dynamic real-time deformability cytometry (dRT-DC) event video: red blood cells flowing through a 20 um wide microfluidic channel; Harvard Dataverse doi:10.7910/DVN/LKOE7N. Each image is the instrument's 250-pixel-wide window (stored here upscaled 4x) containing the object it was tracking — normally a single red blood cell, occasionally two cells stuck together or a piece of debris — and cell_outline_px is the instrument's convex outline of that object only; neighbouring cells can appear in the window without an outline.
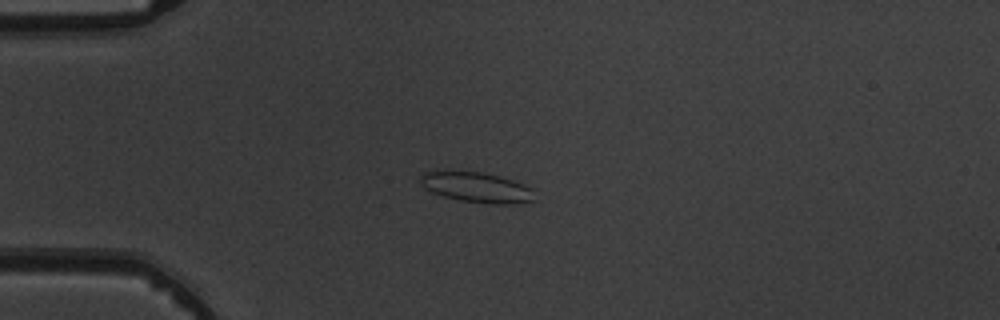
{"species": "common noctule bat (a hibernating species)", "species_latin": "Nyctalus noctula", "temperature_condition": "warm", "stored_images_in_passage": 8, "camera_frame_rate_fps": 3000, "um_per_image_px": 0.085, "animal": {"sex": "male", "body_mass_g": 19.5, "forearm_length_mm": 54.6}, "frame": {"image": 1, "passage_image": 4, "time_ms": 4.333, "image_size_px": [1000, 320], "cell_outline_px": [[536, 200], [512, 204], [488, 204], [460, 200], [444, 196], [432, 192], [424, 188], [420, 184], [420, 176], [424, 172], [432, 168], [436, 168], [480, 172], [500, 176], [512, 180], [528, 188]], "centroid_in_image_um": [40.37, 15.88], "position_along_channel_um": 44.6, "area_um2": 20.52}}
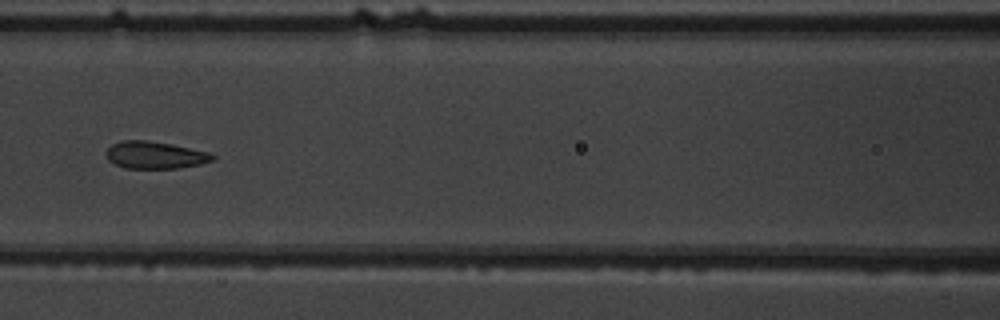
{"frame": {"image": 2, "passage_image": 7, "time_ms": 7.667, "image_size_px": [1000, 320], "cell_outline_px": [[216, 156], [212, 160], [200, 164], [176, 168], [124, 168], [108, 160], [104, 152], [112, 144], [120, 140], [144, 140], [172, 144], [208, 152]], "centroid_in_image_um": [13.13, 13.17], "position_along_channel_um": 153.5, "area_um2": 16.82}}
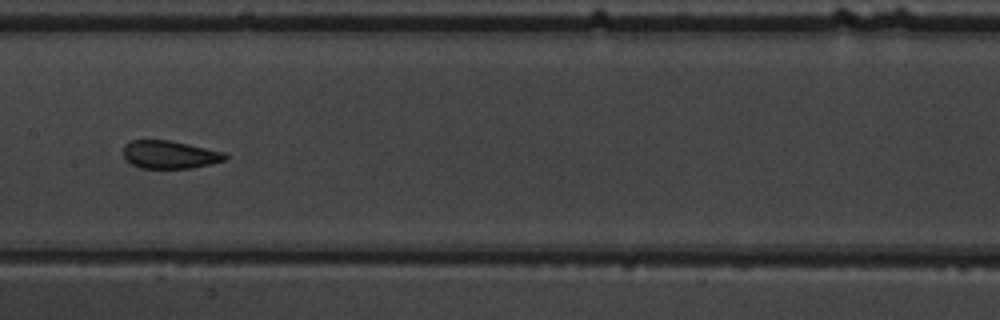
{"frame": {"image": 3, "passage_image": 8, "time_ms": 8.667, "image_size_px": [1000, 320], "cell_outline_px": [[228, 156], [224, 160], [212, 164], [192, 168], [140, 168], [132, 164], [124, 156], [124, 144], [132, 140], [168, 140], [188, 144], [224, 152]], "centroid_in_image_um": [14.43, 13.14], "position_along_channel_um": 193.0, "area_um2": 16.47}}